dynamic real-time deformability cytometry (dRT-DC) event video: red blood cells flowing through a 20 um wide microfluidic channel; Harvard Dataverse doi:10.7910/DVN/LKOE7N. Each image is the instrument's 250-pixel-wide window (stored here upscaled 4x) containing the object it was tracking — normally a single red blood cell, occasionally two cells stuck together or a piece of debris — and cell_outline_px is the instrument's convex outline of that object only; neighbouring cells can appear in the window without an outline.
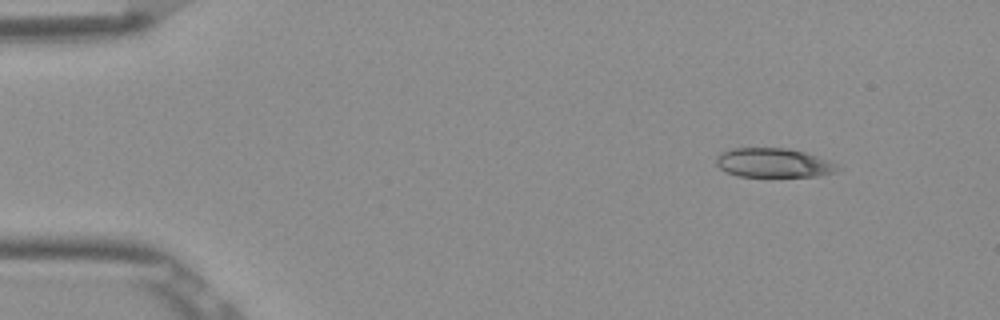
{"species": "Egyptian fruit bat (a non-hibernating species)", "species_latin": "Rousettus aegyptiacus", "temperature_condition": "room temperature", "stored_images_in_passage": 47, "camera_frame_rate_fps": 3000, "um_per_image_px": 0.085, "frame": {"image": 1, "passage_image": 1, "time_ms": 0.0, "image_size_px": [1000, 320], "cell_outline_px": [[844, 168], [836, 172], [820, 176], [740, 176], [728, 172], [720, 168], [716, 164], [716, 156], [720, 152], [732, 148], [788, 148], [804, 152], [828, 160]], "centroid_in_image_um": [65.77, 13.84], "position_along_channel_um": 19.2, "area_um2": 20.69}}
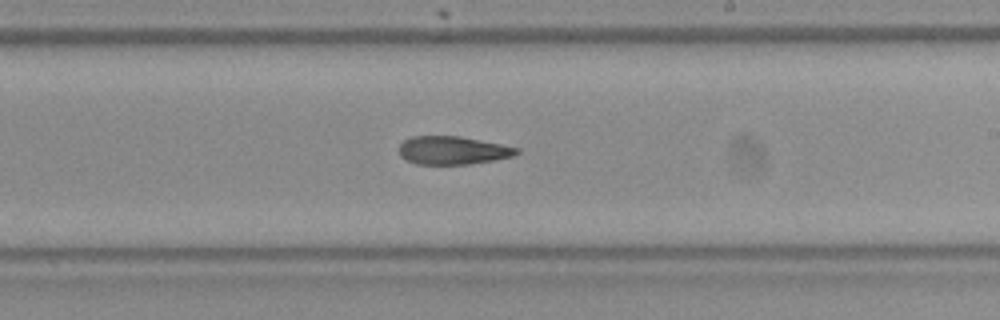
{"frame": {"image": 2, "passage_image": 26, "time_ms": 8.333, "image_size_px": [1000, 320], "cell_outline_px": [[520, 152], [512, 156], [496, 160], [468, 164], [416, 164], [400, 156], [400, 144], [404, 140], [412, 136], [460, 136], [520, 148]], "centroid_in_image_um": [38.5, 12.78], "position_along_channel_um": 250.5, "area_um2": 19.25}}
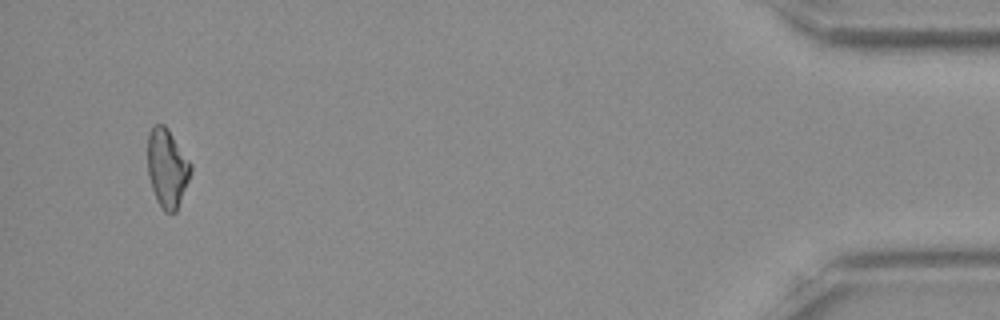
{"frame": {"image": 3, "passage_image": 45, "time_ms": 14.667, "image_size_px": [1000, 320], "cell_outline_px": [[192, 172], [176, 212], [164, 212], [156, 200], [148, 176], [148, 132], [152, 124], [164, 124], [168, 128], [192, 164]], "centroid_in_image_um": [14.21, 14.26], "position_along_channel_um": 421.0, "area_um2": 19.94}}